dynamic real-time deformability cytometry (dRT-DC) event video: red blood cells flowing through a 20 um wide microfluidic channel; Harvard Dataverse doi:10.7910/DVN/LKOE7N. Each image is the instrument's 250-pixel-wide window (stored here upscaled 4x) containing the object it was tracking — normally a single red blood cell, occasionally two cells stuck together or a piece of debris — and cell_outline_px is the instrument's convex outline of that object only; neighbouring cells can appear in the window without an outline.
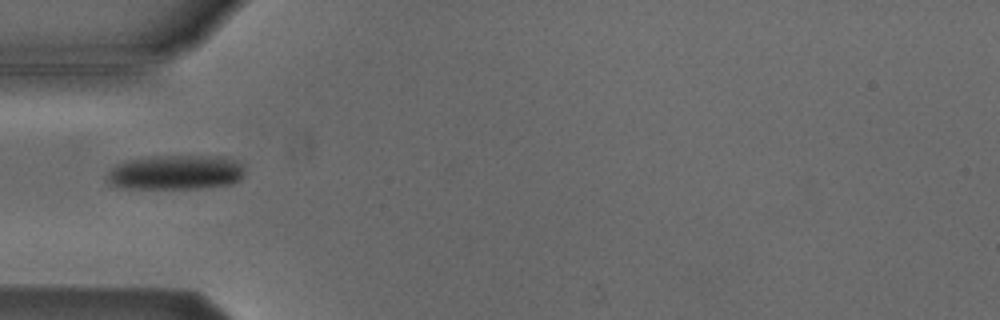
{"species": "Egyptian fruit bat (a non-hibernating species)", "species_latin": "Rousettus aegyptiacus", "temperature_condition": "cold", "stored_images_in_passage": 10, "camera_frame_rate_fps": 3000, "um_per_image_px": 0.085, "animal": {"sex": "male"}, "frame": {"image": 1, "passage_image": 1, "time_ms": 0.0, "image_size_px": [1000, 320], "cell_outline_px": [[244, 172], [240, 180], [232, 184], [200, 188], [120, 188], [108, 184], [104, 180], [108, 172], [116, 164], [128, 160], [156, 156], [224, 156], [236, 160], [244, 168]], "centroid_in_image_um": [14.91, 14.65], "position_along_channel_um": 70.1, "area_um2": 28.03}}
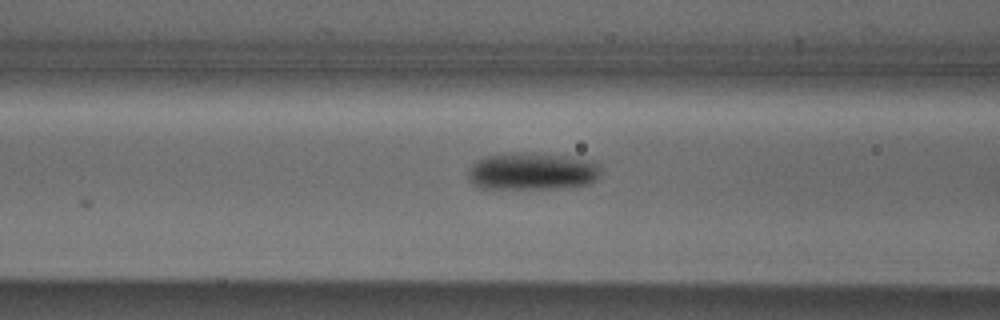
{"frame": {"image": 2, "passage_image": 5, "time_ms": 1.333, "image_size_px": [1000, 320], "cell_outline_px": [[600, 172], [596, 180], [588, 184], [556, 188], [484, 188], [476, 184], [468, 176], [468, 168], [476, 160], [484, 156], [512, 152], [524, 152], [564, 156], [592, 160], [596, 164]], "centroid_in_image_um": [45.21, 14.54], "position_along_channel_um": 121.4, "area_um2": 28.61}}
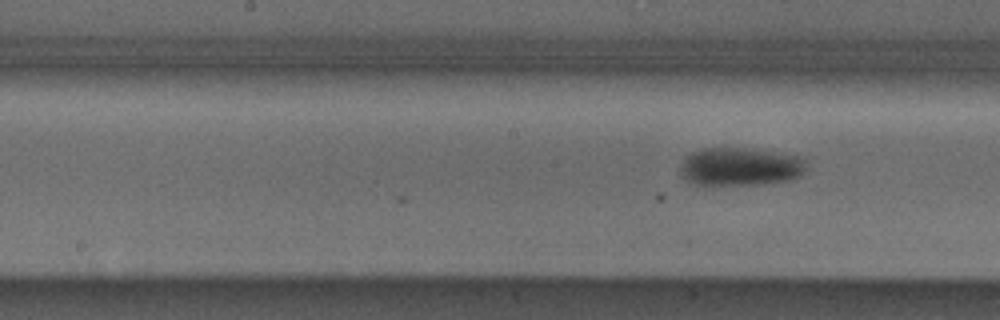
{"frame": {"image": 3, "passage_image": 10, "time_ms": 3.0, "image_size_px": [1000, 320], "cell_outline_px": [[804, 172], [800, 176], [792, 180], [764, 184], [708, 188], [684, 180], [680, 176], [680, 168], [684, 160], [692, 152], [704, 148], [740, 148], [772, 152], [800, 156], [804, 160]], "centroid_in_image_um": [62.86, 14.23], "position_along_channel_um": 185.3, "area_um2": 28.78}}